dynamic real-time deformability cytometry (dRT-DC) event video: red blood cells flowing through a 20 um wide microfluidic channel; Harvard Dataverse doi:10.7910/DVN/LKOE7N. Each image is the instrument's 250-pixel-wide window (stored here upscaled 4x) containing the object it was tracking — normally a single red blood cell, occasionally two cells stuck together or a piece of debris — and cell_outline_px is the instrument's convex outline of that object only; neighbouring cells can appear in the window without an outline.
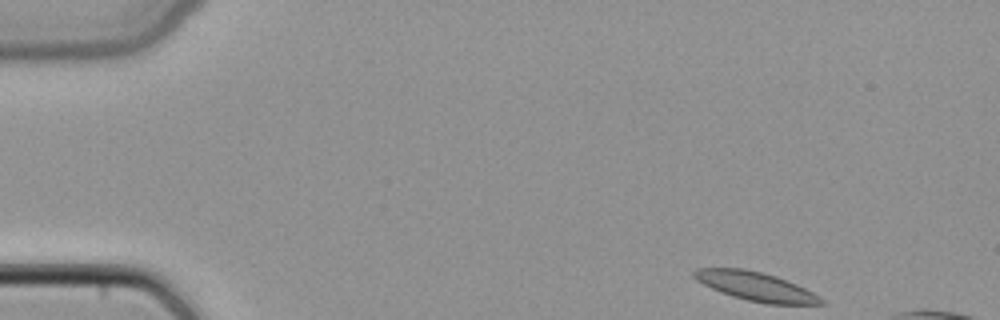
{"species": "common noctule bat (a hibernating species)", "species_latin": "Nyctalus noctula", "temperature_condition": "cold", "stored_images_in_passage": 10, "camera_frame_rate_fps": 3000, "um_per_image_px": 0.085, "animal": {"sex": "female", "body_mass_g": 22.7, "forearm_length_mm": 54.2}, "frame": {"image": 1, "passage_image": 1, "time_ms": 0.0, "image_size_px": [1000, 320], "cell_outline_px": [[828, 304], [768, 304], [748, 300], [732, 296], [720, 292], [696, 280], [692, 276], [692, 272], [696, 268], [744, 268], [776, 276], [796, 284], [820, 296]], "centroid_in_image_um": [64.23, 24.34], "position_along_channel_um": 20.8, "area_um2": 21.27}}